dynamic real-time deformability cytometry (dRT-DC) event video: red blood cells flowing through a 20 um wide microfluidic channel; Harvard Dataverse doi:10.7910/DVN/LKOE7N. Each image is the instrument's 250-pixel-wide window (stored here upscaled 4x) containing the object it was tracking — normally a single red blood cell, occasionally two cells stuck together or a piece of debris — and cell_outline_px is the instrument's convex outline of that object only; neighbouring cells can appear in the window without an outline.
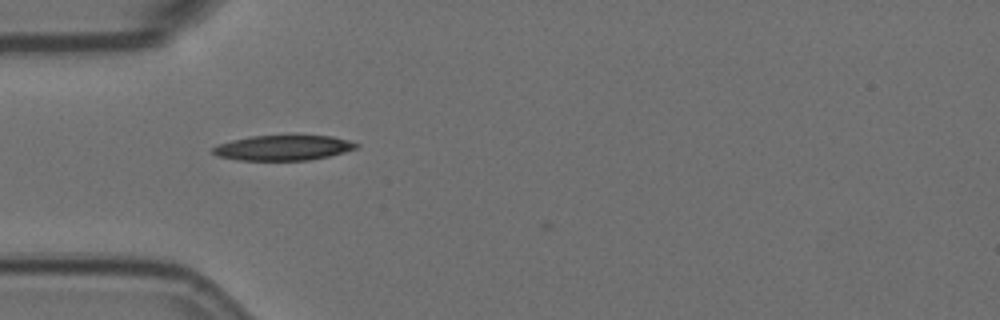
{"species": "Egyptian fruit bat (a non-hibernating species)", "species_latin": "Rousettus aegyptiacus", "temperature_condition": "room temperature", "stored_images_in_passage": 5, "camera_frame_rate_fps": 3000, "um_per_image_px": 0.085, "animal": {"sex": "female"}, "frame": {"image": 1, "passage_image": 4, "time_ms": 1.0, "image_size_px": [1000, 320], "cell_outline_px": [[360, 144], [356, 148], [344, 152], [328, 156], [308, 160], [240, 160], [216, 156], [212, 152], [212, 148], [220, 144], [232, 140], [252, 136], [332, 136], [348, 140]], "centroid_in_image_um": [24.07, 12.56], "position_along_channel_um": 60.9, "area_um2": 20.75}}